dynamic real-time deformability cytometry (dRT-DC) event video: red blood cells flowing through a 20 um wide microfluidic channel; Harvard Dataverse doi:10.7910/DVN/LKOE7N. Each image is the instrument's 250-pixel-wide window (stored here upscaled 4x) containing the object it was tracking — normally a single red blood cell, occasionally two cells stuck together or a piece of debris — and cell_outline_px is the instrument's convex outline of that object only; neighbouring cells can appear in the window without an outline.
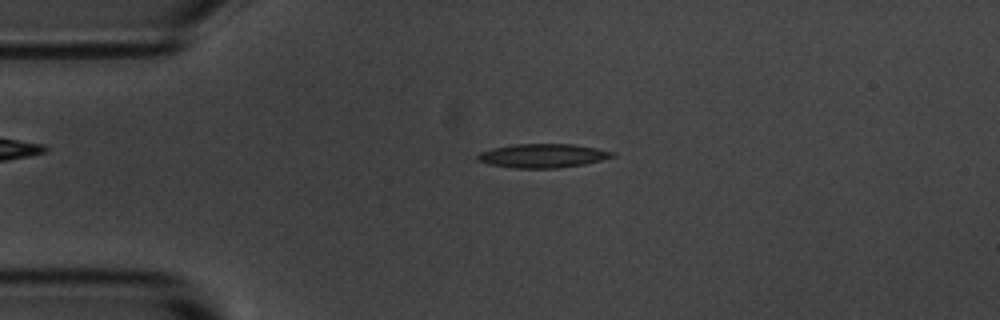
{"species": "common noctule bat (a hibernating species)", "species_latin": "Nyctalus noctula", "temperature_condition": "room temperature", "stored_images_in_passage": 4, "camera_frame_rate_fps": 3000, "um_per_image_px": 0.085, "animal": {"sex": "male", "body_mass_g": 20.1, "forearm_length_mm": 53.5}, "frame": {"image": 1, "passage_image": 3, "time_ms": 2.333, "image_size_px": [1000, 320], "cell_outline_px": [[616, 156], [584, 164], [560, 168], [512, 168], [488, 164], [476, 160], [476, 156], [480, 152], [492, 148], [516, 144], [572, 144], [596, 148], [616, 152]], "centroid_in_image_um": [46.12, 13.24], "position_along_channel_um": 38.9, "area_um2": 18.84}}